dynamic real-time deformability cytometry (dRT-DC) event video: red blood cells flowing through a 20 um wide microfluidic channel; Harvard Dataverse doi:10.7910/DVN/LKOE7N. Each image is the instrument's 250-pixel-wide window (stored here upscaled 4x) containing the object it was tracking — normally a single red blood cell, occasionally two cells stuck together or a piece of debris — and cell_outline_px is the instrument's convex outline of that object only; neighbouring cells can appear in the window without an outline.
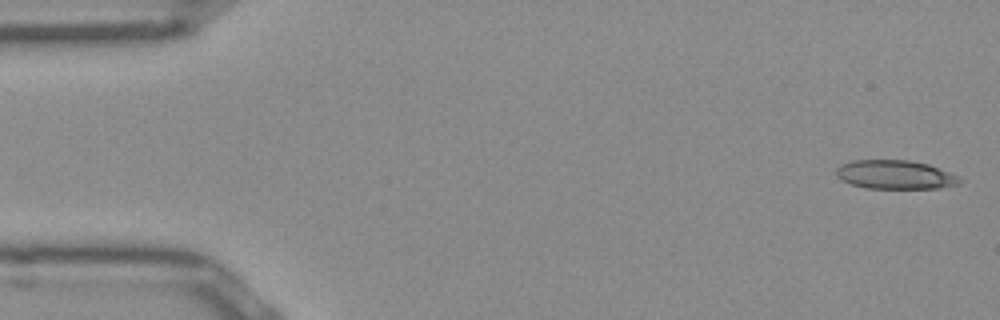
{"species": "Egyptian fruit bat (a non-hibernating species)", "species_latin": "Rousettus aegyptiacus", "temperature_condition": "room temperature", "stored_images_in_passage": 50, "camera_frame_rate_fps": 3000, "um_per_image_px": 0.085, "frame": {"image": 1, "passage_image": 1, "time_ms": 0.0, "image_size_px": [1000, 320], "cell_outline_px": [[964, 180], [956, 184], [940, 188], [868, 188], [852, 184], [836, 176], [836, 168], [840, 164], [852, 160], [908, 160], [928, 164], [960, 176]], "centroid_in_image_um": [76.1, 14.84], "position_along_channel_um": 8.9, "area_um2": 20.69}}
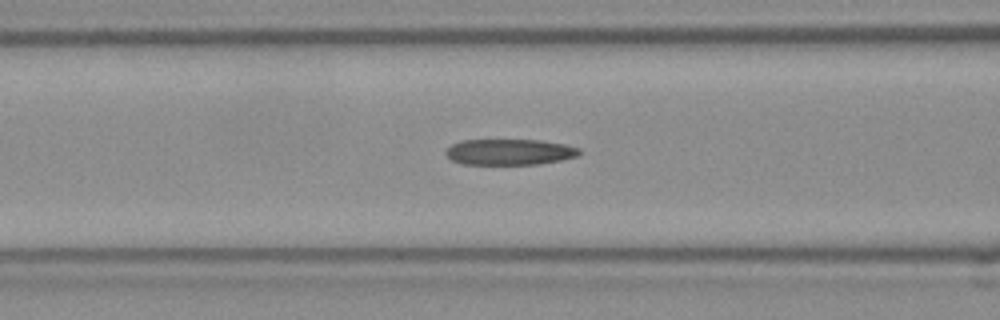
{"frame": {"image": 2, "passage_image": 19, "time_ms": 6.0, "image_size_px": [1000, 320], "cell_outline_px": [[580, 152], [576, 156], [560, 160], [540, 164], [460, 164], [452, 160], [444, 152], [452, 144], [464, 140], [540, 140], [564, 144], [580, 148]], "centroid_in_image_um": [43.3, 12.92], "position_along_channel_um": 123.3, "area_um2": 20.06}}
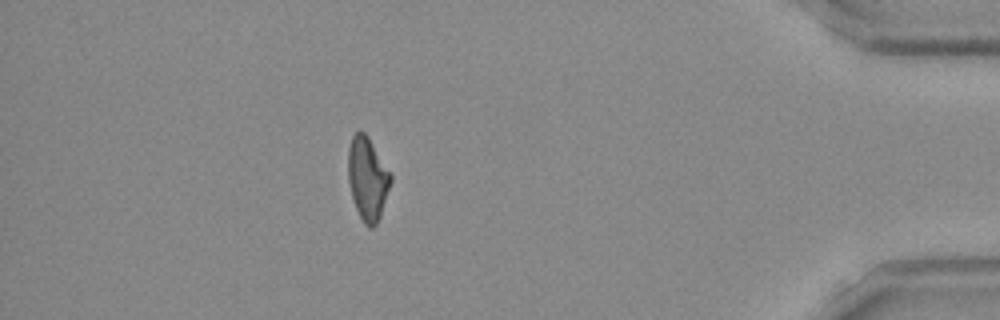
{"frame": {"image": 3, "passage_image": 44, "time_ms": 14.333, "image_size_px": [1000, 320], "cell_outline_px": [[392, 180], [380, 216], [376, 224], [372, 228], [368, 228], [364, 224], [356, 208], [352, 196], [348, 180], [348, 148], [352, 136], [356, 132], [364, 132], [368, 136], [392, 176]], "centroid_in_image_um": [31.23, 15.19], "position_along_channel_um": 404.0, "area_um2": 20.4}, "authors_computed_cell_mechanics": {"area_um2": 20.9525, "velocity_mm_per_s": 3.9769, "shape_relaxation_time_tau1_ms": null, "shape_relaxation_time_tau2_ms": 2.2165, "deformation_change_tau1": null, "deformation_change_tau2": 0.1174}}